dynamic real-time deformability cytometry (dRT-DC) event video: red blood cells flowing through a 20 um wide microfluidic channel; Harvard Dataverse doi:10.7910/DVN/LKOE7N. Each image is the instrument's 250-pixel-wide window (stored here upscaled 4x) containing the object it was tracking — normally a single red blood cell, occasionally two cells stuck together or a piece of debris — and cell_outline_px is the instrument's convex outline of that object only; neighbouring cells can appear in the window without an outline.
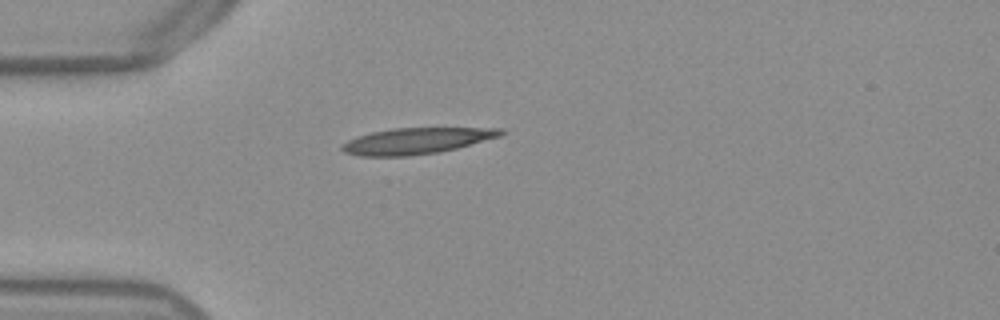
{"species": "Egyptian fruit bat (a non-hibernating species)", "species_latin": "Rousettus aegyptiacus", "temperature_condition": "warm", "stored_images_in_passage": 39, "camera_frame_rate_fps": 3000, "um_per_image_px": 0.085, "frame": {"image": 1, "passage_image": 1, "time_ms": 0.0, "image_size_px": [1000, 320], "cell_outline_px": [[508, 132], [500, 136], [456, 148], [440, 152], [408, 156], [360, 156], [344, 152], [340, 148], [340, 144], [356, 136], [372, 132], [392, 128], [500, 128]], "centroid_in_image_um": [35.37, 11.97], "position_along_channel_um": 49.6, "area_um2": 24.22}}
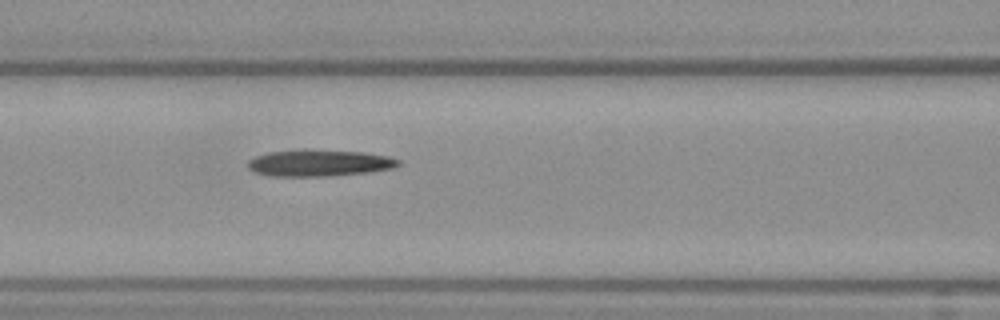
{"frame": {"image": 2, "passage_image": 9, "time_ms": 2.667, "image_size_px": [1000, 320], "cell_outline_px": [[404, 164], [392, 168], [372, 172], [328, 176], [268, 176], [256, 172], [248, 168], [248, 160], [256, 156], [268, 152], [304, 148], [312, 148], [364, 152], [388, 156], [400, 160]], "centroid_in_image_um": [27.17, 13.83], "position_along_channel_um": 139.4, "area_um2": 23.99}}
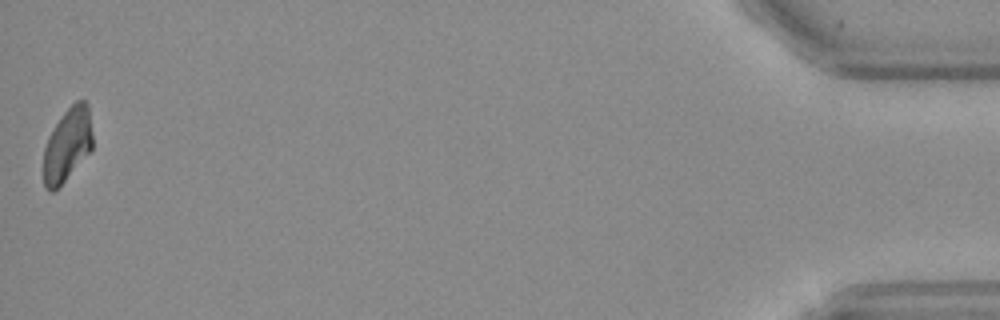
{"frame": {"image": 3, "passage_image": 39, "time_ms": 12.667, "image_size_px": [1000, 320], "cell_outline_px": [[92, 148], [64, 180], [52, 192], [48, 192], [44, 188], [44, 148], [48, 136], [60, 116], [76, 100], [84, 100], [88, 104], [92, 132]], "centroid_in_image_um": [5.71, 12.26], "position_along_channel_um": 429.5, "area_um2": 20.69}}